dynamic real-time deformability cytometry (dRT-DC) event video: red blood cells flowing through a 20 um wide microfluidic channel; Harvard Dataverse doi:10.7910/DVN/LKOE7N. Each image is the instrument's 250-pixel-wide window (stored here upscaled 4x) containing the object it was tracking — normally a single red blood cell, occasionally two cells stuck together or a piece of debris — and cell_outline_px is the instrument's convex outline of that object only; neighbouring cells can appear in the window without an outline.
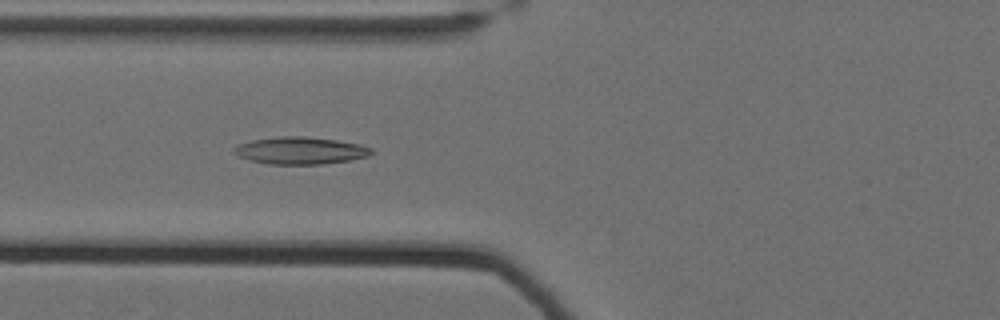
{"species": "Egyptian fruit bat (a non-hibernating species)", "species_latin": "Rousettus aegyptiacus", "temperature_condition": "cold", "stored_images_in_passage": 27, "camera_frame_rate_fps": 3000, "um_per_image_px": 0.085, "animal": {"sex": "female"}, "frame": {"image": 1, "passage_image": 8, "time_ms": 2.333, "image_size_px": [1000, 320], "cell_outline_px": [[376, 152], [368, 156], [348, 160], [324, 164], [268, 164], [252, 160], [240, 156], [232, 152], [232, 148], [240, 144], [252, 140], [280, 136], [304, 136], [336, 140], [360, 144], [372, 148]], "centroid_in_image_um": [25.56, 12.79], "position_along_channel_um": 100.2, "area_um2": 21.73}}
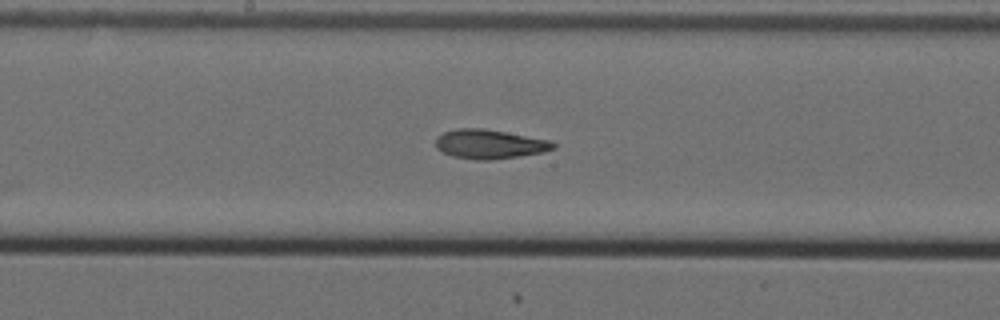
{"frame": {"image": 2, "passage_image": 17, "time_ms": 5.333, "image_size_px": [1000, 320], "cell_outline_px": [[556, 148], [544, 152], [492, 160], [476, 160], [452, 156], [436, 148], [436, 136], [444, 132], [456, 128], [484, 128], [552, 140], [556, 144]], "centroid_in_image_um": [41.63, 12.24], "position_along_channel_um": 206.6, "area_um2": 20.23}}
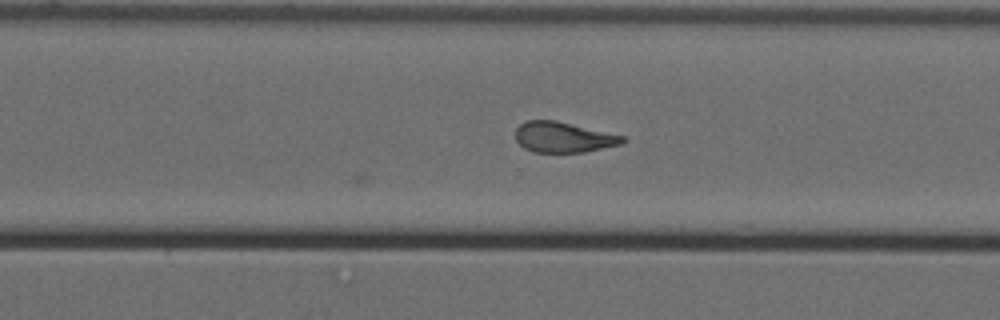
{"frame": {"image": 3, "passage_image": 27, "time_ms": 8.667, "image_size_px": [1000, 320], "cell_outline_px": [[628, 140], [620, 144], [584, 152], [532, 152], [524, 148], [516, 140], [516, 128], [520, 124], [528, 120], [556, 120], [624, 136]], "centroid_in_image_um": [47.87, 11.66], "position_along_channel_um": 322.7, "area_um2": 18.96}}